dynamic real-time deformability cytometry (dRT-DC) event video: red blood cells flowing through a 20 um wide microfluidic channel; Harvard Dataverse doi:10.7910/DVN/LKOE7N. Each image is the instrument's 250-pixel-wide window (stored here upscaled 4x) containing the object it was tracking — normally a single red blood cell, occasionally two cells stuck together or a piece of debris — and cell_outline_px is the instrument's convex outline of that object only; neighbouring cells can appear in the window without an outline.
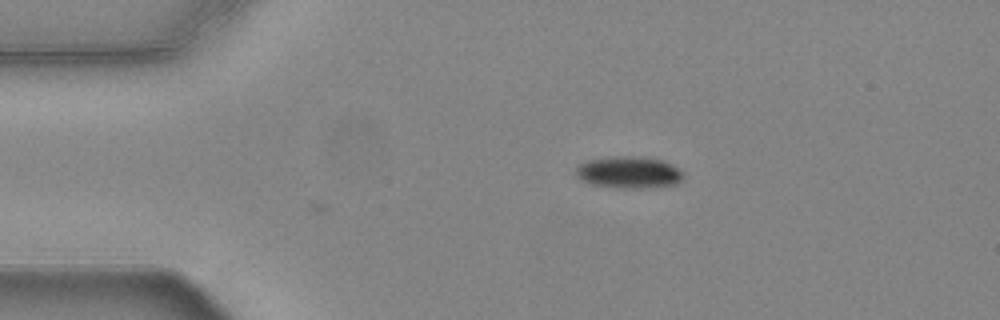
{"species": "common noctule bat (a hibernating species)", "species_latin": "Nyctalus noctula", "temperature_condition": "warm", "stored_images_in_passage": 2, "camera_frame_rate_fps": 3000, "um_per_image_px": 0.085, "animal": {"sex": "female", "body_mass_g": 24.6, "forearm_length_mm": 56.2}, "frame": {"image": 1, "passage_image": 2, "time_ms": 0.333, "image_size_px": [1000, 320], "cell_outline_px": [[684, 176], [676, 184], [644, 188], [612, 188], [588, 184], [580, 180], [576, 176], [576, 168], [580, 164], [588, 160], [612, 156], [640, 156], [664, 160], [680, 168], [684, 172]], "centroid_in_image_um": [53.45, 14.65], "position_along_channel_um": 31.6, "area_um2": 20.4}}